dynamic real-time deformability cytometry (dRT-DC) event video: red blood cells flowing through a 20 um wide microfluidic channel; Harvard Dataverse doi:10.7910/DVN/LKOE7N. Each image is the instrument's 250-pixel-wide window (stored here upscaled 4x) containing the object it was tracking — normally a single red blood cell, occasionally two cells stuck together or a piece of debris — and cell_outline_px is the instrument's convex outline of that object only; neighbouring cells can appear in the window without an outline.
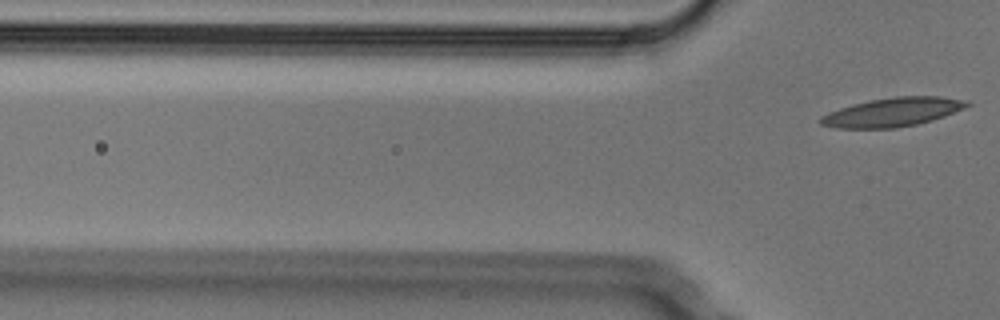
{"species": "Egyptian fruit bat (a non-hibernating species)", "species_latin": "Rousettus aegyptiacus", "temperature_condition": "cold", "stored_images_in_passage": 3, "camera_frame_rate_fps": 3000, "um_per_image_px": 0.085, "animal": {"sex": "male"}, "frame": {"image": 1, "passage_image": 3, "time_ms": 0.667, "image_size_px": [1000, 320], "cell_outline_px": [[972, 104], [964, 108], [944, 116], [932, 120], [916, 124], [896, 128], [836, 128], [820, 124], [820, 116], [828, 112], [852, 104], [872, 100], [896, 96], [940, 96], [968, 100]], "centroid_in_image_um": [75.88, 9.53], "position_along_channel_um": 49.9, "area_um2": 24.57}}